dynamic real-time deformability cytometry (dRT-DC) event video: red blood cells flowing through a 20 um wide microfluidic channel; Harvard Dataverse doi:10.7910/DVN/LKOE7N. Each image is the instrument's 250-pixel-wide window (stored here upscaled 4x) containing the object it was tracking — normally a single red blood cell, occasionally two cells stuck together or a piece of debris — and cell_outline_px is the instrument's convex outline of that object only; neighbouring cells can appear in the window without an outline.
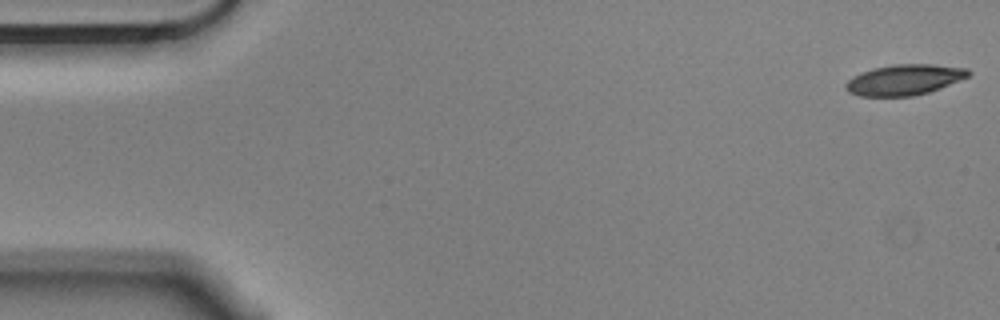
{"species": "Egyptian fruit bat (a non-hibernating species)", "species_latin": "Rousettus aegyptiacus", "temperature_condition": "cold", "stored_images_in_passage": 5, "camera_frame_rate_fps": 3000, "um_per_image_px": 0.085, "animal": {"sex": "male"}, "frame": {"image": 1, "passage_image": 1, "time_ms": 0.0, "image_size_px": [1000, 320], "cell_outline_px": [[972, 72], [968, 76], [960, 80], [940, 88], [928, 92], [912, 96], [860, 96], [848, 92], [844, 88], [844, 84], [848, 80], [872, 68], [896, 64], [932, 64], [968, 68]], "centroid_in_image_um": [76.88, 6.78], "position_along_channel_um": 8.1, "area_um2": 21.79}}